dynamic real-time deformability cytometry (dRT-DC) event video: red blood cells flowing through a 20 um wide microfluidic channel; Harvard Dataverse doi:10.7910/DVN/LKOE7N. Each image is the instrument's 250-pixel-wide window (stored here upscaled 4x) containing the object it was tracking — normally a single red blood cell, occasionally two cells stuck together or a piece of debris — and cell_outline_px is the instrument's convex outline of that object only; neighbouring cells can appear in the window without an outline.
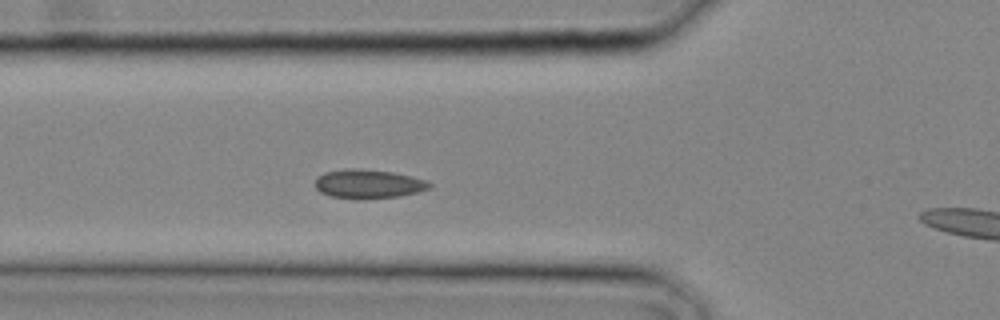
{"species": "common noctule bat (a hibernating species)", "species_latin": "Nyctalus noctula", "temperature_condition": "cold", "stored_images_in_passage": 9, "camera_frame_rate_fps": 3000, "um_per_image_px": 0.085, "animal": {"sex": "male", "body_mass_g": 20.4}, "frame": {"image": 1, "passage_image": 8, "time_ms": 2.333, "image_size_px": [1000, 320], "cell_outline_px": [[432, 184], [428, 188], [416, 192], [400, 196], [332, 196], [320, 192], [316, 188], [316, 176], [324, 172], [344, 168], [356, 168], [392, 172], [412, 176], [424, 180]], "centroid_in_image_um": [31.28, 15.57], "position_along_channel_um": 94.5, "area_um2": 18.38}}